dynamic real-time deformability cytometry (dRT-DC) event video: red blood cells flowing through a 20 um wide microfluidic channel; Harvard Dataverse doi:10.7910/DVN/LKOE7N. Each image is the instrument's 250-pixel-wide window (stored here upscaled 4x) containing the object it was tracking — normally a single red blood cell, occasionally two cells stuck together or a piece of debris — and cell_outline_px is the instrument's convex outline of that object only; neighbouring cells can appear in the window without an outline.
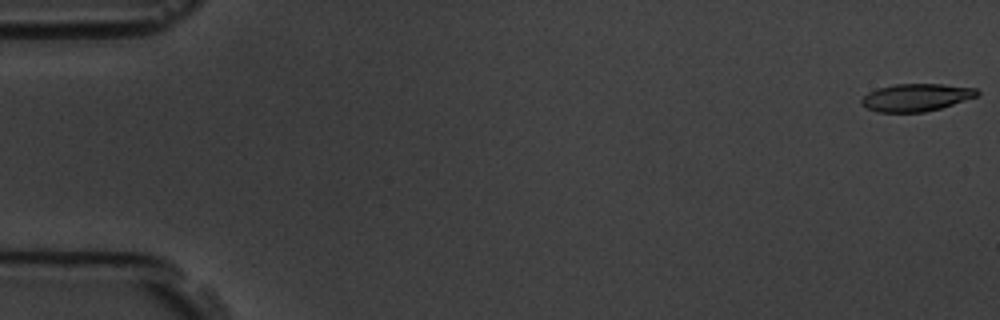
{"species": "common noctule bat (a hibernating species)", "species_latin": "Nyctalus noctula", "temperature_condition": "room temperature", "stored_images_in_passage": 58, "camera_frame_rate_fps": 3000, "um_per_image_px": 0.085, "animal": {"sex": "male", "body_mass_g": 19.5, "forearm_length_mm": 54.6}, "frame": {"image": 1, "passage_image": 1, "time_ms": 0.0, "image_size_px": [1000, 320], "cell_outline_px": [[980, 92], [976, 96], [940, 108], [924, 112], [876, 112], [860, 104], [860, 100], [868, 92], [876, 88], [896, 84], [940, 84], [976, 88]], "centroid_in_image_um": [77.82, 8.28], "position_along_channel_um": 7.2, "area_um2": 18.44}}
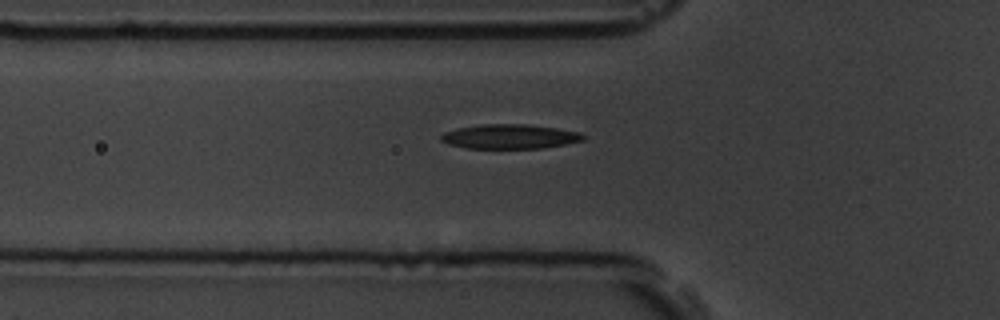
{"frame": {"image": 2, "passage_image": 20, "time_ms": 6.333, "image_size_px": [1000, 320], "cell_outline_px": [[584, 140], [564, 144], [540, 148], [464, 148], [448, 144], [440, 140], [440, 136], [444, 132], [460, 128], [484, 124], [524, 124], [556, 128], [580, 132], [584, 136]], "centroid_in_image_um": [43.31, 11.61], "position_along_channel_um": 82.5, "area_um2": 20.06}}
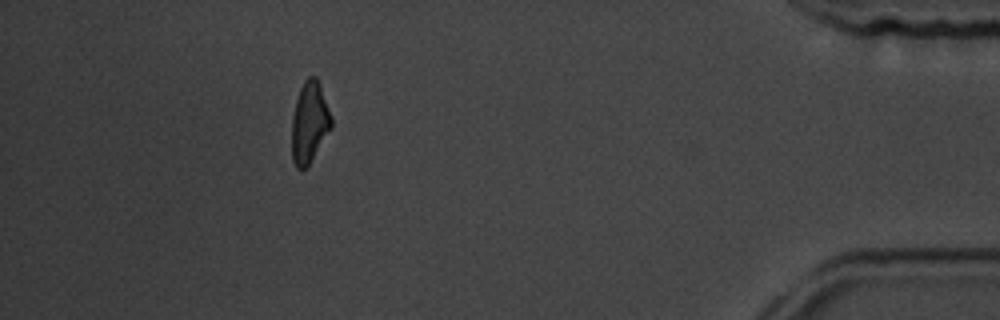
{"frame": {"image": 3, "passage_image": 52, "time_ms": 17.0, "image_size_px": [1000, 320], "cell_outline_px": [[332, 128], [308, 164], [304, 168], [296, 168], [292, 160], [292, 116], [296, 100], [300, 88], [304, 80], [308, 76], [316, 76], [320, 84], [332, 116]], "centroid_in_image_um": [26.31, 10.37], "position_along_channel_um": 408.9, "area_um2": 18.67}, "authors_computed_cell_mechanics": {"area_um2": 19.7098, "velocity_mm_per_s": 3.5732, "shape_relaxation_time_tau1_ms": 3.6141, "shape_relaxation_time_tau2_ms": 3.9021, "deformation_change_tau1": 0.1502, "deformation_change_tau2": 0.1229}}